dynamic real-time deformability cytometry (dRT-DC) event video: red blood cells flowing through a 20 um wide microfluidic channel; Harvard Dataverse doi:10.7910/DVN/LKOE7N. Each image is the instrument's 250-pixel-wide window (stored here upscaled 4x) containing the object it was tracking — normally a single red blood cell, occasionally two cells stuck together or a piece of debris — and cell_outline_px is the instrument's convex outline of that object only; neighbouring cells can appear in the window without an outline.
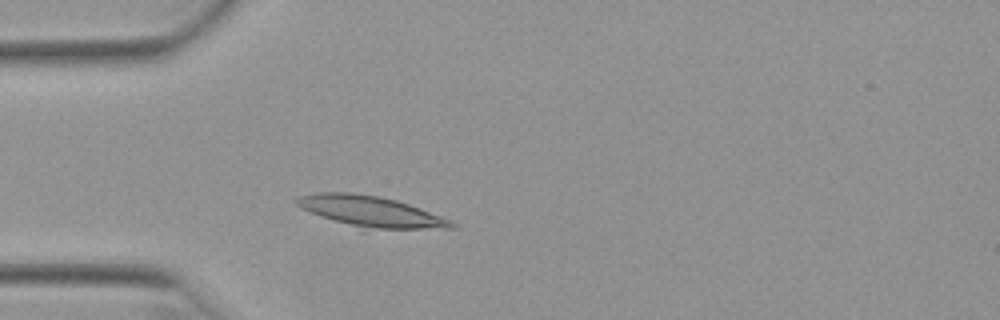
{"species": "Egyptian fruit bat (a non-hibernating species)", "species_latin": "Rousettus aegyptiacus", "temperature_condition": "warm", "stored_images_in_passage": 36, "camera_frame_rate_fps": 3000, "um_per_image_px": 0.085, "animal": {"sex": "female"}, "frame": {"image": 1, "passage_image": 10, "time_ms": 3.0, "image_size_px": [1000, 320], "cell_outline_px": [[456, 228], [364, 232], [360, 232], [300, 208], [292, 200], [300, 196], [316, 192], [352, 192], [380, 196], [396, 200], [420, 208], [452, 220], [456, 224]], "centroid_in_image_um": [31.52, 18.05], "position_along_channel_um": 53.5, "area_um2": 29.54}}
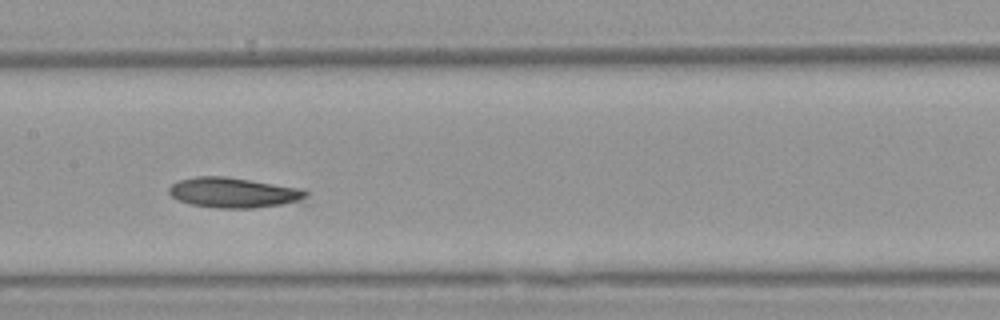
{"frame": {"image": 2, "passage_image": 21, "time_ms": 6.667, "image_size_px": [1000, 320], "cell_outline_px": [[308, 204], [256, 208], [216, 208], [192, 204], [180, 200], [172, 196], [168, 192], [168, 188], [172, 184], [180, 180], [196, 176], [224, 176], [304, 188], [308, 192]], "centroid_in_image_um": [20.07, 16.4], "position_along_channel_um": 187.3, "area_um2": 25.03}}
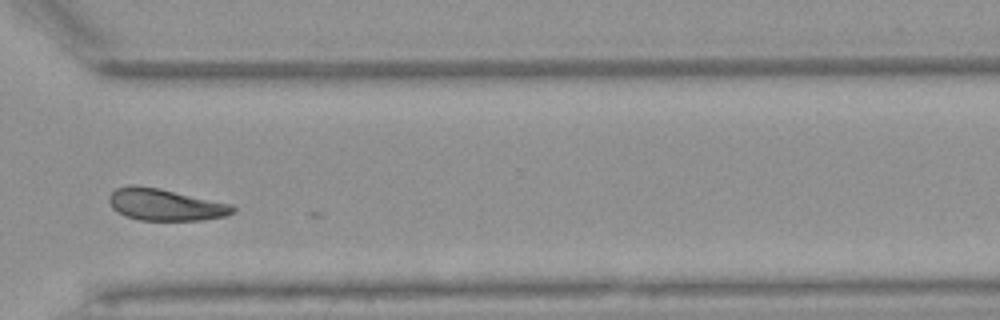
{"frame": {"image": 3, "passage_image": 34, "time_ms": 11.0, "image_size_px": [1000, 320], "cell_outline_px": [[236, 212], [224, 216], [204, 220], [140, 220], [124, 216], [112, 208], [108, 200], [108, 196], [116, 188], [128, 184], [136, 184], [160, 188], [232, 204], [236, 208]], "centroid_in_image_um": [14.03, 17.38], "position_along_channel_um": 356.6, "area_um2": 23.24}}